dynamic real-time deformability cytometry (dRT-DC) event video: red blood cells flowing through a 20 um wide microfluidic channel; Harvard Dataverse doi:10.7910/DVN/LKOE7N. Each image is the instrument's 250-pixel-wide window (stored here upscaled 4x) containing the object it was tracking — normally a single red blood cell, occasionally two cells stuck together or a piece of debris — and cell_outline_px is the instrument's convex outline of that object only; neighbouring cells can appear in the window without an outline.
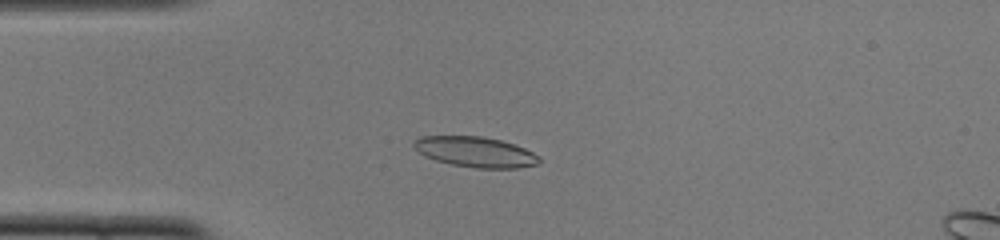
{"species": "common noctule bat (a hibernating species)", "species_latin": "Nyctalus noctula", "temperature_condition": "cold", "stored_images_in_passage": 43, "camera_frame_rate_fps": 3000, "um_per_image_px": 0.085, "animal": {"sex": "female", "body_mass_g": 22.0, "forearm_length_mm": 56.7}, "frame": {"image": 1, "passage_image": 5, "time_ms": 1.333, "image_size_px": [1000, 240], "cell_outline_px": [[540, 160], [536, 164], [520, 168], [476, 168], [452, 164], [436, 160], [424, 156], [412, 144], [412, 140], [420, 136], [484, 136], [516, 144], [540, 156]], "centroid_in_image_um": [40.41, 12.9], "position_along_channel_um": 44.6, "area_um2": 22.25}}
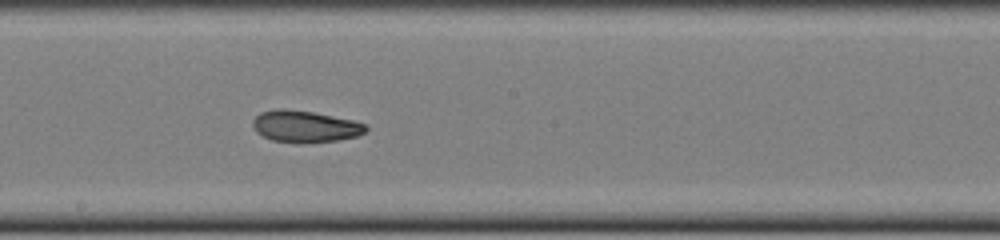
{"frame": {"image": 2, "passage_image": 20, "time_ms": 6.333, "image_size_px": [1000, 240], "cell_outline_px": [[368, 128], [364, 132], [356, 136], [336, 140], [272, 140], [256, 132], [252, 124], [252, 120], [260, 112], [276, 108], [284, 108], [312, 112], [352, 120], [368, 124]], "centroid_in_image_um": [25.91, 10.69], "position_along_channel_um": 222.3, "area_um2": 20.06}}
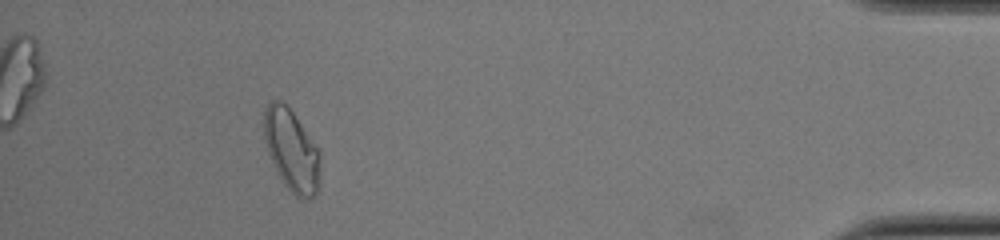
{"frame": {"image": 3, "passage_image": 39, "time_ms": 12.667, "image_size_px": [1000, 240], "cell_outline_px": [[320, 164], [316, 192], [312, 196], [300, 200], [284, 184], [268, 152], [264, 140], [264, 108], [272, 100], [280, 100], [292, 112], [320, 152]], "centroid_in_image_um": [24.76, 12.76], "position_along_channel_um": 410.4, "area_um2": 26.07}, "authors_computed_cell_mechanics": {"area_um2": 21.6172, "velocity_mm_per_s": 3.8867, "shape_relaxation_time_tau1_ms": null, "shape_relaxation_time_tau2_ms": 3.2134, "deformation_change_tau1": null, "deformation_change_tau2": 0.073}}